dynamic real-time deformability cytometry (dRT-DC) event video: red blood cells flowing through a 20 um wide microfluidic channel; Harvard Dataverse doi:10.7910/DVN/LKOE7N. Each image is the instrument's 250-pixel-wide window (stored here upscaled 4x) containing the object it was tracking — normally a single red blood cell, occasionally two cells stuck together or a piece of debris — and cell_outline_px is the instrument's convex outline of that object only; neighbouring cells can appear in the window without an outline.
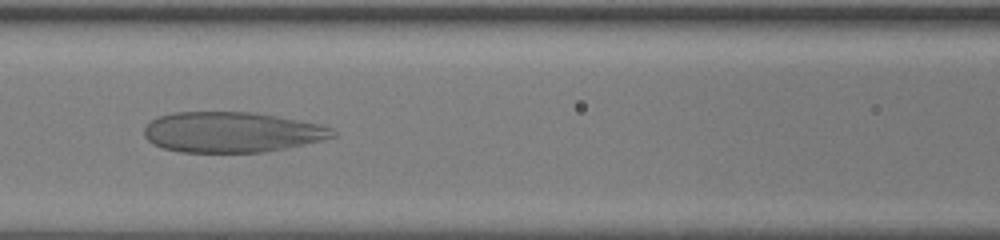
{"species": "human", "species_latin": "Homo sapiens", "temperature_condition": "room temperature", "stored_images_in_passage": 46, "camera_frame_rate_fps": 3000, "um_per_image_px": 0.085, "donor": {"sex": "female"}, "frame": {"image": 1, "passage_image": 22, "time_ms": 7.0, "image_size_px": [1000, 240], "cell_outline_px": [[336, 136], [304, 144], [264, 152], [180, 152], [164, 148], [152, 144], [144, 136], [144, 128], [152, 120], [160, 116], [176, 112], [252, 112], [276, 116], [320, 124], [332, 128], [336, 132]], "centroid_in_image_um": [19.69, 11.23], "position_along_channel_um": 146.9, "area_um2": 44.22}}
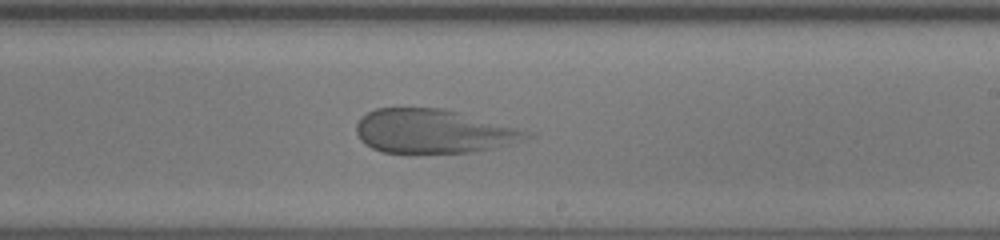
{"frame": {"image": 2, "passage_image": 29, "time_ms": 9.333, "image_size_px": [1000, 240], "cell_outline_px": [[540, 132], [536, 136], [512, 144], [496, 148], [476, 152], [412, 156], [380, 152], [364, 144], [360, 140], [356, 132], [356, 124], [368, 112], [376, 108], [444, 108]], "centroid_in_image_um": [36.95, 11.21], "position_along_channel_um": 252.0, "area_um2": 45.78}}
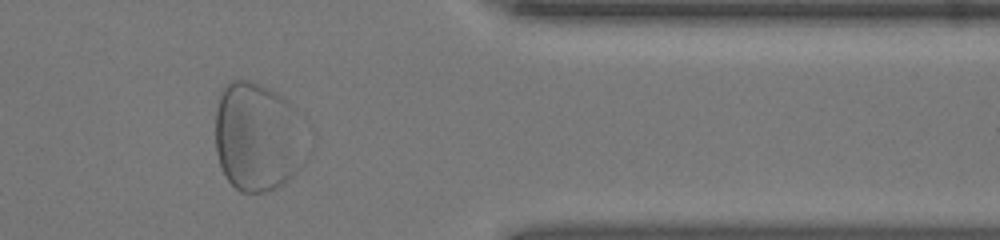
{"frame": {"image": 3, "passage_image": 39, "time_ms": 12.667, "image_size_px": [1000, 240], "cell_outline_px": [[308, 160], [292, 176], [276, 188], [264, 192], [240, 192], [228, 180], [220, 164], [216, 152], [216, 112], [220, 92], [232, 80], [248, 80], [268, 88], [276, 92], [288, 100], [308, 156]], "centroid_in_image_um": [21.85, 11.68], "position_along_channel_um": 389.6, "area_um2": 57.05}}